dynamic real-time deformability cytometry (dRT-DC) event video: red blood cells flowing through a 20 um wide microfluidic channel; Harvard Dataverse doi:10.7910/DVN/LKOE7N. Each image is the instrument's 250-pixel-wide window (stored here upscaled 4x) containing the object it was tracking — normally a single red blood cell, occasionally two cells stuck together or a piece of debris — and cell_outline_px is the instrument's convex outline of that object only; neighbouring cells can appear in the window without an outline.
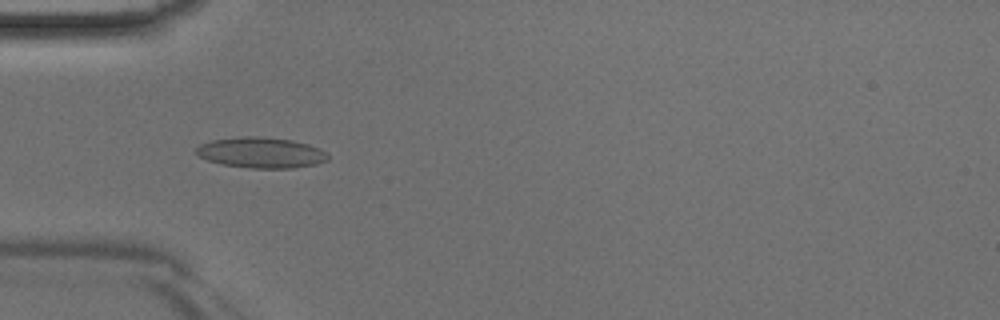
{"species": "Egyptian fruit bat (a non-hibernating species)", "species_latin": "Rousettus aegyptiacus", "temperature_condition": "room temperature", "stored_images_in_passage": 34, "camera_frame_rate_fps": 3000, "um_per_image_px": 0.085, "animal": {"sex": "male"}, "frame": {"image": 1, "passage_image": 3, "time_ms": 0.667, "image_size_px": [1000, 320], "cell_outline_px": [[328, 160], [316, 164], [292, 168], [252, 168], [220, 164], [196, 156], [196, 148], [200, 144], [212, 140], [244, 136], [256, 136], [292, 140], [308, 144], [320, 148], [328, 152]], "centroid_in_image_um": [22.19, 12.97], "position_along_channel_um": 62.8, "area_um2": 23.64}}
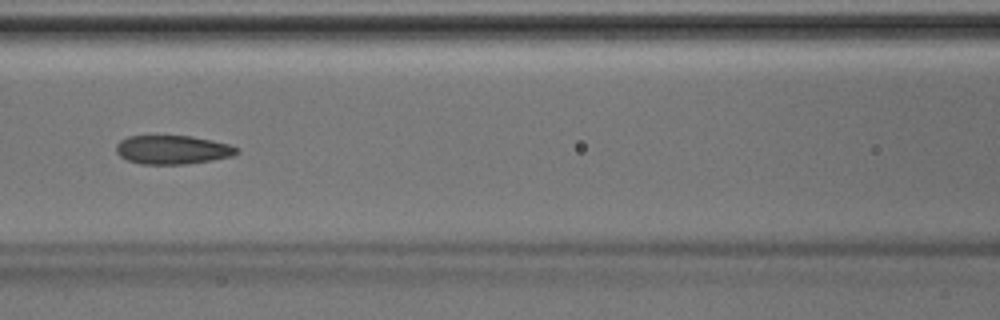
{"frame": {"image": 2, "passage_image": 9, "time_ms": 2.667, "image_size_px": [1000, 320], "cell_outline_px": [[240, 152], [232, 156], [212, 160], [184, 164], [140, 164], [128, 160], [120, 156], [116, 152], [116, 144], [120, 140], [128, 136], [192, 136], [212, 140], [228, 144], [236, 148]], "centroid_in_image_um": [14.65, 12.73], "position_along_channel_um": 152.0, "area_um2": 20.17}}
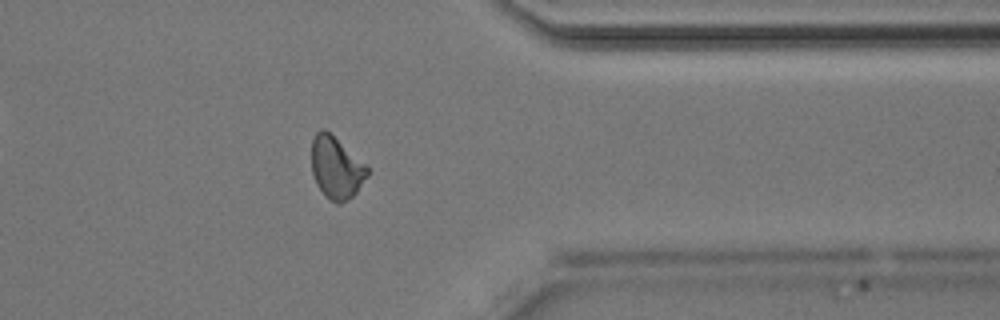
{"frame": {"image": 3, "passage_image": 25, "time_ms": 8.0, "image_size_px": [1000, 320], "cell_outline_px": [[368, 176], [356, 192], [352, 196], [340, 204], [336, 204], [324, 196], [316, 184], [312, 172], [312, 140], [316, 132], [320, 128], [324, 128], [364, 164], [368, 168]], "centroid_in_image_um": [28.55, 14.29], "position_along_channel_um": 382.9, "area_um2": 19.88}}